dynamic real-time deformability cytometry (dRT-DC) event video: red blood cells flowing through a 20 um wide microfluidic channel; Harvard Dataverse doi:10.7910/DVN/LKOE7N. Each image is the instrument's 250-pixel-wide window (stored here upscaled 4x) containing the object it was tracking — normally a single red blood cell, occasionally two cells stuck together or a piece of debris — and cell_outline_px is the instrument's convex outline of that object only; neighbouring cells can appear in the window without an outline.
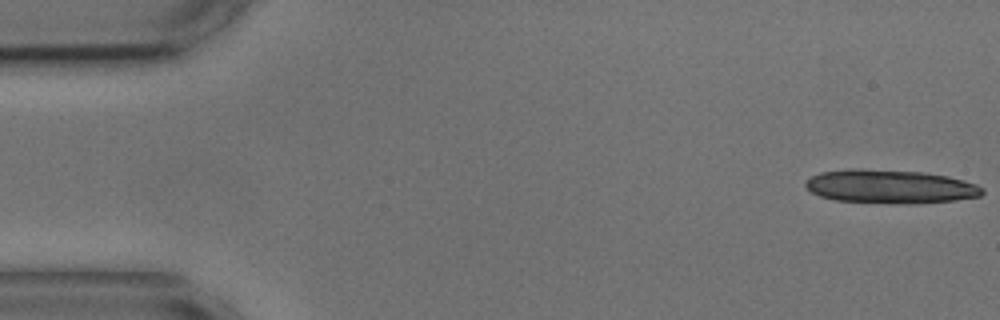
{"species": "common noctule bat (a hibernating species)", "species_latin": "Nyctalus noctula", "temperature_condition": "cold", "stored_images_in_passage": 14, "camera_frame_rate_fps": 3000, "um_per_image_px": 0.085, "animal": {"sex": "male", "body_mass_g": 17.9, "forearm_length_mm": 54.2}, "frame": {"image": 1, "passage_image": 1, "time_ms": 0.0, "image_size_px": [1000, 320], "cell_outline_px": [[984, 192], [980, 196], [956, 200], [916, 204], [908, 204], [836, 200], [820, 196], [812, 192], [804, 184], [804, 180], [820, 172], [848, 168], [924, 172], [948, 176], [964, 180], [976, 184], [984, 188]], "centroid_in_image_um": [75.68, 15.85], "position_along_channel_um": 9.3, "area_um2": 34.8}}